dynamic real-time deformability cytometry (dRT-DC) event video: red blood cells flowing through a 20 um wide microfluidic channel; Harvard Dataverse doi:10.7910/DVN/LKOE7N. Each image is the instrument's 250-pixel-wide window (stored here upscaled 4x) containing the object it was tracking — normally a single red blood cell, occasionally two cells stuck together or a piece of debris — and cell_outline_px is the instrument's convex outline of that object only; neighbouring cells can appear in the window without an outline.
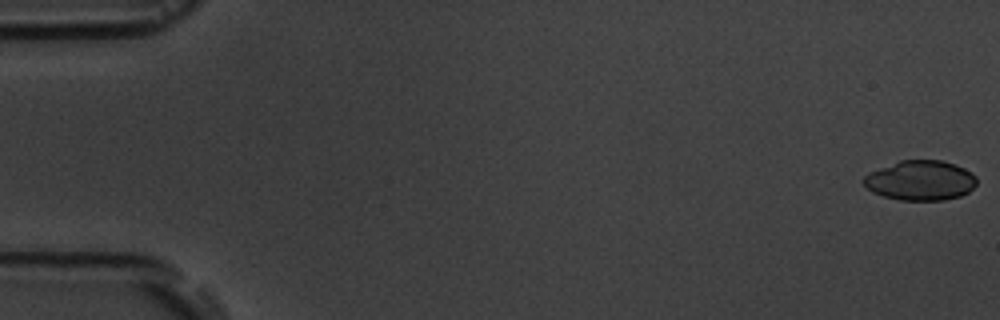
{"species": "common noctule bat (a hibernating species)", "species_latin": "Nyctalus noctula", "temperature_condition": "room temperature", "stored_images_in_passage": 17, "camera_frame_rate_fps": 3000, "um_per_image_px": 0.085, "animal": {"sex": "male", "body_mass_g": 19.5, "forearm_length_mm": 54.6}, "frame": {"image": 1, "passage_image": 1, "time_ms": 0.0, "image_size_px": [1000, 320], "cell_outline_px": [[976, 184], [968, 192], [960, 196], [944, 200], [900, 200], [884, 196], [872, 192], [864, 184], [864, 176], [868, 172], [900, 160], [940, 160], [956, 164], [972, 172], [976, 176]], "centroid_in_image_um": [78.25, 15.33], "position_along_channel_um": 6.8, "area_um2": 26.3}}
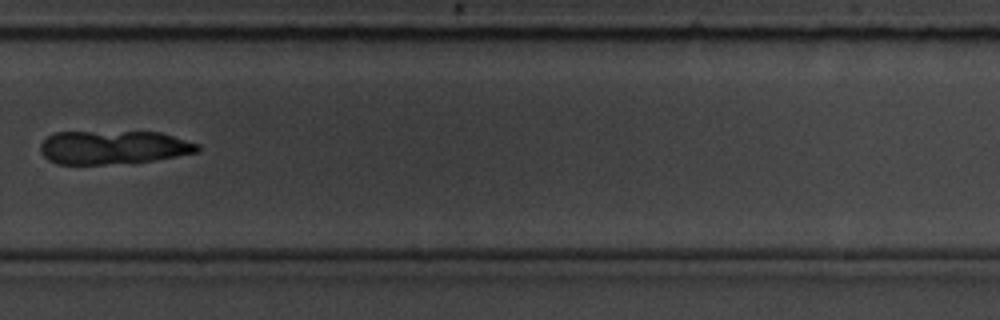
{"frame": {"image": 2, "passage_image": 12, "time_ms": 12.667, "image_size_px": [1000, 320], "cell_outline_px": [[200, 148], [196, 152], [176, 156], [152, 160], [104, 164], [56, 164], [48, 160], [40, 152], [40, 144], [48, 136], [56, 132], [160, 132], [200, 144]], "centroid_in_image_um": [9.6, 12.52], "position_along_channel_um": 320.2, "area_um2": 30.52}}
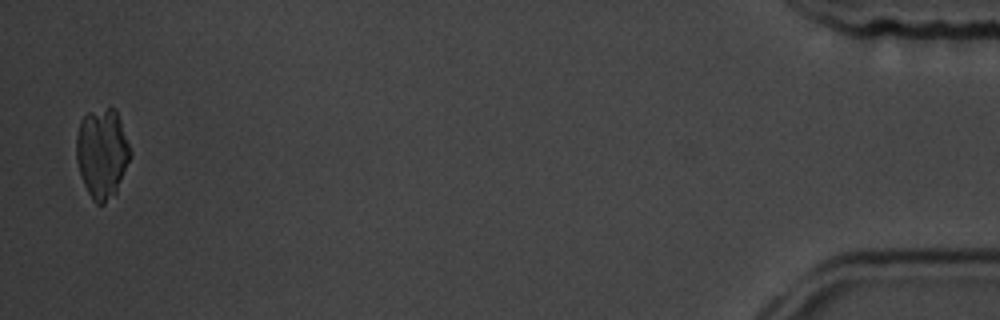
{"frame": {"image": 3, "passage_image": 17, "time_ms": 18.0, "image_size_px": [1000, 320], "cell_outline_px": [[132, 156], [116, 196], [104, 204], [96, 204], [92, 200], [84, 184], [76, 160], [76, 136], [80, 120], [88, 112], [108, 108], [116, 108], [132, 152]], "centroid_in_image_um": [8.7, 13.06], "position_along_channel_um": 426.5, "area_um2": 28.78}}